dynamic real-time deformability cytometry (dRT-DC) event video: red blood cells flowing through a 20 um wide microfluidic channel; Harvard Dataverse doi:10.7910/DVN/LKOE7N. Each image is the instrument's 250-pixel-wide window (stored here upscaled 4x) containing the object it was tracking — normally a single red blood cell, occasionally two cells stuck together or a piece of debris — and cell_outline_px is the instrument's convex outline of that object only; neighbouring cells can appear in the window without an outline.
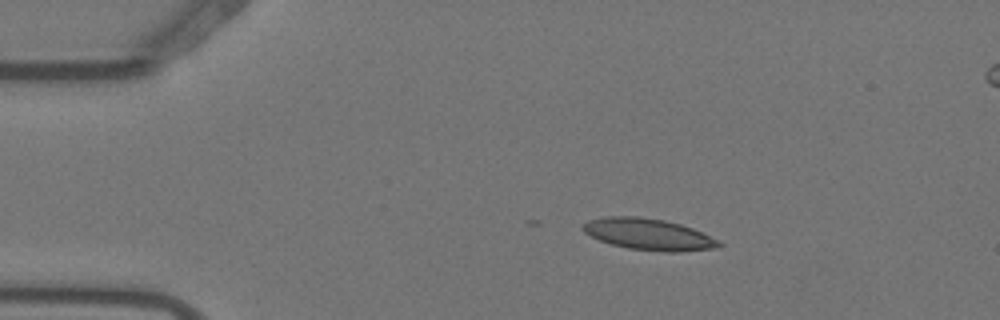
{"species": "Egyptian fruit bat (a non-hibernating species)", "species_latin": "Rousettus aegyptiacus", "temperature_condition": "warm", "stored_images_in_passage": 5, "camera_frame_rate_fps": 3000, "um_per_image_px": 0.085, "animal": {"sex": "female"}, "frame": {"image": 1, "passage_image": 2, "time_ms": 0.333, "image_size_px": [1000, 320], "cell_outline_px": [[724, 244], [720, 248], [680, 252], [664, 252], [628, 248], [612, 244], [600, 240], [584, 232], [580, 228], [580, 224], [588, 220], [604, 216], [636, 216], [664, 220], [680, 224], [692, 228], [720, 240]], "centroid_in_image_um": [55.15, 19.92], "position_along_channel_um": 29.9, "area_um2": 25.2}}
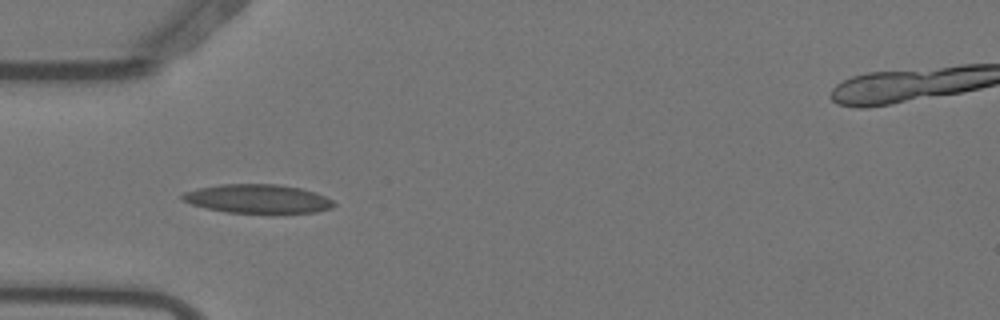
{"frame": {"image": 2, "passage_image": 4, "time_ms": 1.0, "image_size_px": [1000, 320], "cell_outline_px": [[336, 204], [332, 208], [316, 212], [272, 216], [228, 212], [208, 208], [192, 204], [184, 200], [180, 196], [184, 192], [200, 188], [220, 184], [276, 184], [300, 188], [316, 192], [332, 200]], "centroid_in_image_um": [21.99, 16.94], "position_along_channel_um": 63.0, "area_um2": 26.24}}
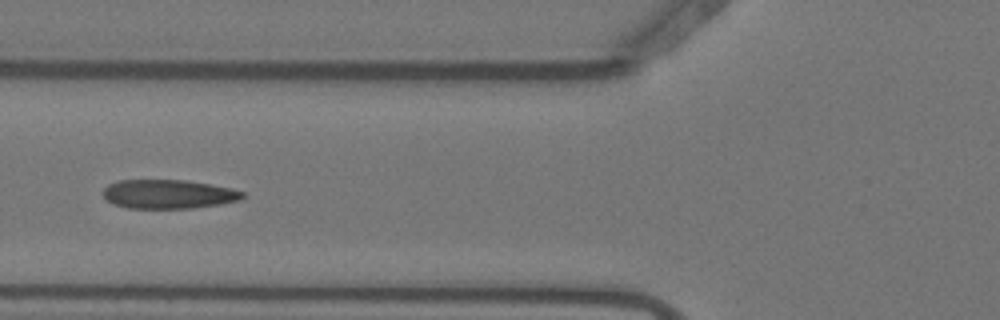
{"frame": {"image": 3, "passage_image": 5, "time_ms": 1.333, "image_size_px": [1000, 320], "cell_outline_px": [[244, 196], [240, 200], [220, 204], [192, 208], [128, 208], [112, 204], [104, 196], [104, 188], [108, 184], [116, 180], [184, 180], [232, 188], [244, 192]], "centroid_in_image_um": [14.3, 16.5], "position_along_channel_um": 111.5, "area_um2": 23.52}}